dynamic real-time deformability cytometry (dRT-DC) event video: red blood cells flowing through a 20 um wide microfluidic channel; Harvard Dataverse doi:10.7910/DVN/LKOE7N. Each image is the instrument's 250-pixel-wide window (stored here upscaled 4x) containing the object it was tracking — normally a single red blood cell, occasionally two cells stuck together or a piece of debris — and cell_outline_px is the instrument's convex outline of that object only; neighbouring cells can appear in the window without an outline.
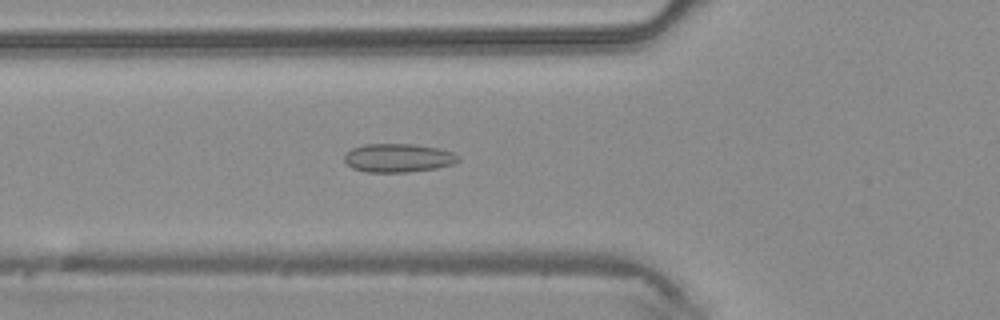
{"species": "common noctule bat (a hibernating species)", "species_latin": "Nyctalus noctula", "temperature_condition": "warm", "stored_images_in_passage": 44, "camera_frame_rate_fps": 3000, "um_per_image_px": 0.085, "animal": {"sex": "male", "body_mass_g": 20.4}, "frame": {"image": 1, "passage_image": 15, "time_ms": 4.667, "image_size_px": [1000, 320], "cell_outline_px": [[460, 160], [456, 164], [436, 168], [408, 172], [364, 172], [352, 168], [344, 160], [344, 156], [352, 148], [364, 144], [412, 144], [440, 148], [452, 152], [460, 156]], "centroid_in_image_um": [33.88, 13.42], "position_along_channel_um": 91.9, "area_um2": 19.13}}
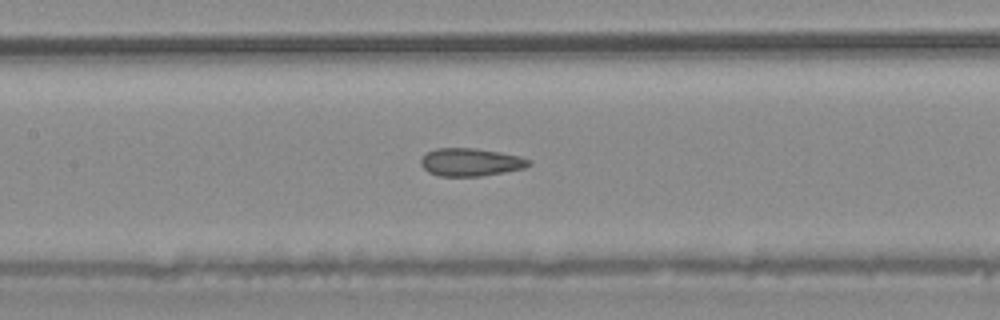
{"frame": {"image": 2, "passage_image": 20, "time_ms": 6.333, "image_size_px": [1000, 320], "cell_outline_px": [[532, 164], [524, 168], [504, 172], [480, 176], [440, 176], [428, 172], [420, 164], [420, 160], [428, 152], [436, 148], [472, 148], [500, 152], [520, 156], [532, 160]], "centroid_in_image_um": [40.03, 13.78], "position_along_channel_um": 167.4, "area_um2": 17.51}}
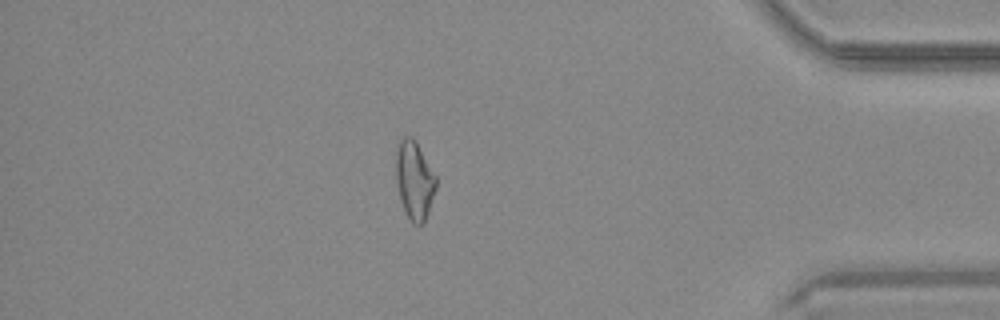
{"frame": {"image": 3, "passage_image": 38, "time_ms": 12.333, "image_size_px": [1000, 320], "cell_outline_px": [[436, 188], [424, 224], [412, 224], [400, 200], [396, 180], [396, 144], [404, 136], [412, 136], [416, 140], [436, 176]], "centroid_in_image_um": [35.22, 15.28], "position_along_channel_um": 400.0, "area_um2": 18.38}}